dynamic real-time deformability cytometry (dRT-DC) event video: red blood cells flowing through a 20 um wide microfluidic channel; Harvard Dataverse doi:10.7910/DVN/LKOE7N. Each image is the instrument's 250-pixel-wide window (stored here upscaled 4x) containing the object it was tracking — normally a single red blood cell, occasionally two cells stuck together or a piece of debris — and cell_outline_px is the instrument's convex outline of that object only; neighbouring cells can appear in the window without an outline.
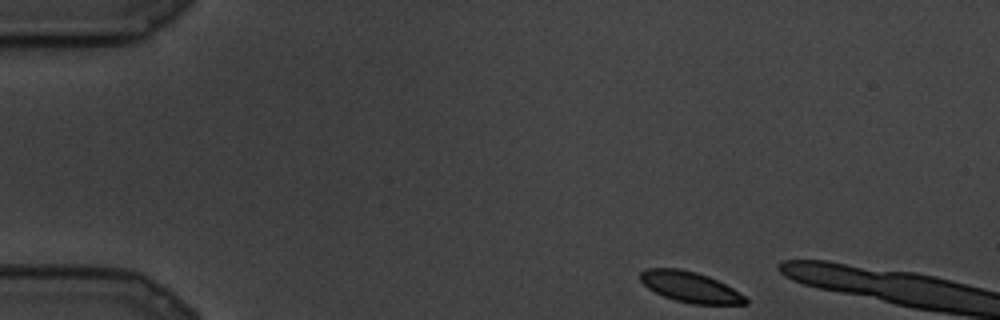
{"species": "common noctule bat (a hibernating species)", "species_latin": "Nyctalus noctula", "temperature_condition": "cold", "stored_images_in_passage": 12, "camera_frame_rate_fps": 3000, "um_per_image_px": 0.085, "animal": {"sex": "male", "body_mass_g": 19.5, "forearm_length_mm": 54.6}, "frame": {"image": 1, "passage_image": 1, "time_ms": 0.0, "image_size_px": [1000, 320], "cell_outline_px": [[748, 304], [692, 304], [676, 300], [664, 296], [648, 288], [640, 280], [640, 272], [644, 268], [680, 268], [696, 272], [708, 276], [732, 288], [744, 296], [748, 300]], "centroid_in_image_um": [58.64, 24.38], "position_along_channel_um": 26.4, "area_um2": 18.61}}